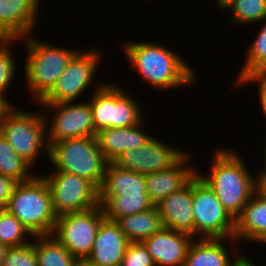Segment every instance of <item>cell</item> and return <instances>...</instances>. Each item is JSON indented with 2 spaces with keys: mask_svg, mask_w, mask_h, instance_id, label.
I'll list each match as a JSON object with an SVG mask.
<instances>
[{
  "mask_svg": "<svg viewBox=\"0 0 266 266\" xmlns=\"http://www.w3.org/2000/svg\"><path fill=\"white\" fill-rule=\"evenodd\" d=\"M144 122L125 128H104L97 132L99 149L108 162H114L125 151L142 147L154 137L143 127L146 126Z\"/></svg>",
  "mask_w": 266,
  "mask_h": 266,
  "instance_id": "18",
  "label": "cell"
},
{
  "mask_svg": "<svg viewBox=\"0 0 266 266\" xmlns=\"http://www.w3.org/2000/svg\"><path fill=\"white\" fill-rule=\"evenodd\" d=\"M14 105L0 120V134L10 143L19 156L34 169L39 157L49 159L47 126L44 114L19 109ZM41 155V156H40Z\"/></svg>",
  "mask_w": 266,
  "mask_h": 266,
  "instance_id": "5",
  "label": "cell"
},
{
  "mask_svg": "<svg viewBox=\"0 0 266 266\" xmlns=\"http://www.w3.org/2000/svg\"><path fill=\"white\" fill-rule=\"evenodd\" d=\"M251 257L246 255L244 252L240 258L232 265V266H260L257 262H254V259H250ZM262 266H266V263Z\"/></svg>",
  "mask_w": 266,
  "mask_h": 266,
  "instance_id": "37",
  "label": "cell"
},
{
  "mask_svg": "<svg viewBox=\"0 0 266 266\" xmlns=\"http://www.w3.org/2000/svg\"><path fill=\"white\" fill-rule=\"evenodd\" d=\"M3 266H38L36 252L32 242L18 247H8Z\"/></svg>",
  "mask_w": 266,
  "mask_h": 266,
  "instance_id": "32",
  "label": "cell"
},
{
  "mask_svg": "<svg viewBox=\"0 0 266 266\" xmlns=\"http://www.w3.org/2000/svg\"><path fill=\"white\" fill-rule=\"evenodd\" d=\"M194 237L163 227L142 243L155 266H183Z\"/></svg>",
  "mask_w": 266,
  "mask_h": 266,
  "instance_id": "15",
  "label": "cell"
},
{
  "mask_svg": "<svg viewBox=\"0 0 266 266\" xmlns=\"http://www.w3.org/2000/svg\"><path fill=\"white\" fill-rule=\"evenodd\" d=\"M166 142L154 136L142 147L123 152L114 163L123 169L143 175L172 168L189 151L181 147L175 148L174 145L170 146Z\"/></svg>",
  "mask_w": 266,
  "mask_h": 266,
  "instance_id": "12",
  "label": "cell"
},
{
  "mask_svg": "<svg viewBox=\"0 0 266 266\" xmlns=\"http://www.w3.org/2000/svg\"><path fill=\"white\" fill-rule=\"evenodd\" d=\"M194 238H232L235 220L214 191L197 175L192 179Z\"/></svg>",
  "mask_w": 266,
  "mask_h": 266,
  "instance_id": "7",
  "label": "cell"
},
{
  "mask_svg": "<svg viewBox=\"0 0 266 266\" xmlns=\"http://www.w3.org/2000/svg\"><path fill=\"white\" fill-rule=\"evenodd\" d=\"M33 247L38 266H76L79 262L53 235L34 236Z\"/></svg>",
  "mask_w": 266,
  "mask_h": 266,
  "instance_id": "26",
  "label": "cell"
},
{
  "mask_svg": "<svg viewBox=\"0 0 266 266\" xmlns=\"http://www.w3.org/2000/svg\"><path fill=\"white\" fill-rule=\"evenodd\" d=\"M17 182L0 174V209L5 208Z\"/></svg>",
  "mask_w": 266,
  "mask_h": 266,
  "instance_id": "35",
  "label": "cell"
},
{
  "mask_svg": "<svg viewBox=\"0 0 266 266\" xmlns=\"http://www.w3.org/2000/svg\"><path fill=\"white\" fill-rule=\"evenodd\" d=\"M35 172L38 171L19 156L0 134V174L20 183L31 180L36 175Z\"/></svg>",
  "mask_w": 266,
  "mask_h": 266,
  "instance_id": "28",
  "label": "cell"
},
{
  "mask_svg": "<svg viewBox=\"0 0 266 266\" xmlns=\"http://www.w3.org/2000/svg\"><path fill=\"white\" fill-rule=\"evenodd\" d=\"M247 84H256V85L258 84L259 85L258 88H255V89L258 90L257 100H259L258 102H259L260 107H261L260 111L263 113L262 116L264 117L265 124H266V80L261 76L245 77V78H242L234 86V88L239 89V88H242L241 86H244V85L248 86ZM265 135H266V133H265ZM265 138H266V136H265Z\"/></svg>",
  "mask_w": 266,
  "mask_h": 266,
  "instance_id": "34",
  "label": "cell"
},
{
  "mask_svg": "<svg viewBox=\"0 0 266 266\" xmlns=\"http://www.w3.org/2000/svg\"><path fill=\"white\" fill-rule=\"evenodd\" d=\"M11 101L12 100L6 99V97L0 94V120L14 106Z\"/></svg>",
  "mask_w": 266,
  "mask_h": 266,
  "instance_id": "36",
  "label": "cell"
},
{
  "mask_svg": "<svg viewBox=\"0 0 266 266\" xmlns=\"http://www.w3.org/2000/svg\"><path fill=\"white\" fill-rule=\"evenodd\" d=\"M193 154L189 151L175 166L145 175L147 194L156 205L170 194L185 187L197 173V167L190 165Z\"/></svg>",
  "mask_w": 266,
  "mask_h": 266,
  "instance_id": "17",
  "label": "cell"
},
{
  "mask_svg": "<svg viewBox=\"0 0 266 266\" xmlns=\"http://www.w3.org/2000/svg\"><path fill=\"white\" fill-rule=\"evenodd\" d=\"M33 237L13 214L4 208L0 209V243L7 247H18L32 242Z\"/></svg>",
  "mask_w": 266,
  "mask_h": 266,
  "instance_id": "30",
  "label": "cell"
},
{
  "mask_svg": "<svg viewBox=\"0 0 266 266\" xmlns=\"http://www.w3.org/2000/svg\"><path fill=\"white\" fill-rule=\"evenodd\" d=\"M97 83H95L97 86L93 84L94 88L91 91V99H88L90 100L93 124L96 132L104 128H112L113 114V82H100L97 80Z\"/></svg>",
  "mask_w": 266,
  "mask_h": 266,
  "instance_id": "27",
  "label": "cell"
},
{
  "mask_svg": "<svg viewBox=\"0 0 266 266\" xmlns=\"http://www.w3.org/2000/svg\"><path fill=\"white\" fill-rule=\"evenodd\" d=\"M115 222L130 243L143 242L164 227L156 205L149 210L118 218Z\"/></svg>",
  "mask_w": 266,
  "mask_h": 266,
  "instance_id": "22",
  "label": "cell"
},
{
  "mask_svg": "<svg viewBox=\"0 0 266 266\" xmlns=\"http://www.w3.org/2000/svg\"><path fill=\"white\" fill-rule=\"evenodd\" d=\"M19 39L10 38L6 43L0 46V94L7 97V90L11 87L13 79L15 81V76L18 72V66L15 57V52L12 49L14 43L17 45ZM17 67V68H16Z\"/></svg>",
  "mask_w": 266,
  "mask_h": 266,
  "instance_id": "31",
  "label": "cell"
},
{
  "mask_svg": "<svg viewBox=\"0 0 266 266\" xmlns=\"http://www.w3.org/2000/svg\"><path fill=\"white\" fill-rule=\"evenodd\" d=\"M266 80V71L261 75Z\"/></svg>",
  "mask_w": 266,
  "mask_h": 266,
  "instance_id": "43",
  "label": "cell"
},
{
  "mask_svg": "<svg viewBox=\"0 0 266 266\" xmlns=\"http://www.w3.org/2000/svg\"><path fill=\"white\" fill-rule=\"evenodd\" d=\"M257 190L266 197V173H257Z\"/></svg>",
  "mask_w": 266,
  "mask_h": 266,
  "instance_id": "38",
  "label": "cell"
},
{
  "mask_svg": "<svg viewBox=\"0 0 266 266\" xmlns=\"http://www.w3.org/2000/svg\"><path fill=\"white\" fill-rule=\"evenodd\" d=\"M123 86L113 82L112 128H125L141 123L143 106Z\"/></svg>",
  "mask_w": 266,
  "mask_h": 266,
  "instance_id": "23",
  "label": "cell"
},
{
  "mask_svg": "<svg viewBox=\"0 0 266 266\" xmlns=\"http://www.w3.org/2000/svg\"><path fill=\"white\" fill-rule=\"evenodd\" d=\"M33 236L52 235L57 216L45 179L36 174L31 180L17 183L6 207Z\"/></svg>",
  "mask_w": 266,
  "mask_h": 266,
  "instance_id": "4",
  "label": "cell"
},
{
  "mask_svg": "<svg viewBox=\"0 0 266 266\" xmlns=\"http://www.w3.org/2000/svg\"><path fill=\"white\" fill-rule=\"evenodd\" d=\"M105 218L116 221L118 218L149 210L154 206L148 196L99 195Z\"/></svg>",
  "mask_w": 266,
  "mask_h": 266,
  "instance_id": "25",
  "label": "cell"
},
{
  "mask_svg": "<svg viewBox=\"0 0 266 266\" xmlns=\"http://www.w3.org/2000/svg\"><path fill=\"white\" fill-rule=\"evenodd\" d=\"M220 147H215L213 151L212 164L209 162L210 173H201L202 170L197 167L196 175L214 191L224 209L235 220L257 191V175L251 173L239 151L232 147Z\"/></svg>",
  "mask_w": 266,
  "mask_h": 266,
  "instance_id": "2",
  "label": "cell"
},
{
  "mask_svg": "<svg viewBox=\"0 0 266 266\" xmlns=\"http://www.w3.org/2000/svg\"><path fill=\"white\" fill-rule=\"evenodd\" d=\"M40 174L48 184L52 208L57 217L99 205V189L91 181L58 170H51L48 175Z\"/></svg>",
  "mask_w": 266,
  "mask_h": 266,
  "instance_id": "9",
  "label": "cell"
},
{
  "mask_svg": "<svg viewBox=\"0 0 266 266\" xmlns=\"http://www.w3.org/2000/svg\"><path fill=\"white\" fill-rule=\"evenodd\" d=\"M43 0H0V29L9 38L34 34ZM39 19V20H38ZM34 30V31H33Z\"/></svg>",
  "mask_w": 266,
  "mask_h": 266,
  "instance_id": "13",
  "label": "cell"
},
{
  "mask_svg": "<svg viewBox=\"0 0 266 266\" xmlns=\"http://www.w3.org/2000/svg\"><path fill=\"white\" fill-rule=\"evenodd\" d=\"M239 245L234 237L194 238L183 266H232L243 254Z\"/></svg>",
  "mask_w": 266,
  "mask_h": 266,
  "instance_id": "14",
  "label": "cell"
},
{
  "mask_svg": "<svg viewBox=\"0 0 266 266\" xmlns=\"http://www.w3.org/2000/svg\"><path fill=\"white\" fill-rule=\"evenodd\" d=\"M225 11L231 13L229 20L233 27H238V25L245 27L249 24L251 27L254 23L256 26L266 18V0H233L223 10V12Z\"/></svg>",
  "mask_w": 266,
  "mask_h": 266,
  "instance_id": "29",
  "label": "cell"
},
{
  "mask_svg": "<svg viewBox=\"0 0 266 266\" xmlns=\"http://www.w3.org/2000/svg\"><path fill=\"white\" fill-rule=\"evenodd\" d=\"M76 266H91L86 261H79Z\"/></svg>",
  "mask_w": 266,
  "mask_h": 266,
  "instance_id": "42",
  "label": "cell"
},
{
  "mask_svg": "<svg viewBox=\"0 0 266 266\" xmlns=\"http://www.w3.org/2000/svg\"><path fill=\"white\" fill-rule=\"evenodd\" d=\"M129 243L118 224L104 218L96 232L92 252L85 261L91 266H120Z\"/></svg>",
  "mask_w": 266,
  "mask_h": 266,
  "instance_id": "16",
  "label": "cell"
},
{
  "mask_svg": "<svg viewBox=\"0 0 266 266\" xmlns=\"http://www.w3.org/2000/svg\"><path fill=\"white\" fill-rule=\"evenodd\" d=\"M34 35L20 38L19 42L25 46L24 85H27L29 96L38 104L52 90L70 60L81 49L52 45Z\"/></svg>",
  "mask_w": 266,
  "mask_h": 266,
  "instance_id": "3",
  "label": "cell"
},
{
  "mask_svg": "<svg viewBox=\"0 0 266 266\" xmlns=\"http://www.w3.org/2000/svg\"><path fill=\"white\" fill-rule=\"evenodd\" d=\"M156 206L162 217L164 227L194 237L192 180L181 190L162 199Z\"/></svg>",
  "mask_w": 266,
  "mask_h": 266,
  "instance_id": "19",
  "label": "cell"
},
{
  "mask_svg": "<svg viewBox=\"0 0 266 266\" xmlns=\"http://www.w3.org/2000/svg\"><path fill=\"white\" fill-rule=\"evenodd\" d=\"M120 266H155L142 242L129 243Z\"/></svg>",
  "mask_w": 266,
  "mask_h": 266,
  "instance_id": "33",
  "label": "cell"
},
{
  "mask_svg": "<svg viewBox=\"0 0 266 266\" xmlns=\"http://www.w3.org/2000/svg\"><path fill=\"white\" fill-rule=\"evenodd\" d=\"M232 1L233 0H216V8L218 7L217 9L222 12Z\"/></svg>",
  "mask_w": 266,
  "mask_h": 266,
  "instance_id": "39",
  "label": "cell"
},
{
  "mask_svg": "<svg viewBox=\"0 0 266 266\" xmlns=\"http://www.w3.org/2000/svg\"><path fill=\"white\" fill-rule=\"evenodd\" d=\"M37 106L45 109L43 114L47 126L49 147L55 142L66 139L96 137L97 132L93 124L89 100L57 104H38ZM49 111L50 113L53 111L50 114L51 116L47 114Z\"/></svg>",
  "mask_w": 266,
  "mask_h": 266,
  "instance_id": "10",
  "label": "cell"
},
{
  "mask_svg": "<svg viewBox=\"0 0 266 266\" xmlns=\"http://www.w3.org/2000/svg\"><path fill=\"white\" fill-rule=\"evenodd\" d=\"M104 218L100 204L86 211L63 214L57 217L52 235L79 261H85Z\"/></svg>",
  "mask_w": 266,
  "mask_h": 266,
  "instance_id": "11",
  "label": "cell"
},
{
  "mask_svg": "<svg viewBox=\"0 0 266 266\" xmlns=\"http://www.w3.org/2000/svg\"><path fill=\"white\" fill-rule=\"evenodd\" d=\"M238 243H260L266 239V197L258 190L235 219L233 236Z\"/></svg>",
  "mask_w": 266,
  "mask_h": 266,
  "instance_id": "20",
  "label": "cell"
},
{
  "mask_svg": "<svg viewBox=\"0 0 266 266\" xmlns=\"http://www.w3.org/2000/svg\"><path fill=\"white\" fill-rule=\"evenodd\" d=\"M7 248H8L7 246L0 243V266H3L4 256H5Z\"/></svg>",
  "mask_w": 266,
  "mask_h": 266,
  "instance_id": "41",
  "label": "cell"
},
{
  "mask_svg": "<svg viewBox=\"0 0 266 266\" xmlns=\"http://www.w3.org/2000/svg\"><path fill=\"white\" fill-rule=\"evenodd\" d=\"M99 195L148 196L145 175L109 162L99 187Z\"/></svg>",
  "mask_w": 266,
  "mask_h": 266,
  "instance_id": "21",
  "label": "cell"
},
{
  "mask_svg": "<svg viewBox=\"0 0 266 266\" xmlns=\"http://www.w3.org/2000/svg\"><path fill=\"white\" fill-rule=\"evenodd\" d=\"M48 161L53 170L65 171L85 178L98 189L109 163L99 149L96 137L55 142L49 147Z\"/></svg>",
  "mask_w": 266,
  "mask_h": 266,
  "instance_id": "6",
  "label": "cell"
},
{
  "mask_svg": "<svg viewBox=\"0 0 266 266\" xmlns=\"http://www.w3.org/2000/svg\"><path fill=\"white\" fill-rule=\"evenodd\" d=\"M264 144H265L264 149H263L264 150L263 151V153H264L263 156L264 157H263V160H262L264 163H262L263 164L262 168H259L261 171L258 170V172H256V173H266V140H265Z\"/></svg>",
  "mask_w": 266,
  "mask_h": 266,
  "instance_id": "40",
  "label": "cell"
},
{
  "mask_svg": "<svg viewBox=\"0 0 266 266\" xmlns=\"http://www.w3.org/2000/svg\"><path fill=\"white\" fill-rule=\"evenodd\" d=\"M159 42L127 39L120 46L131 67L137 70L141 81L153 90L166 92L167 89L171 91L173 88L188 89L196 86L199 78L191 63L180 53Z\"/></svg>",
  "mask_w": 266,
  "mask_h": 266,
  "instance_id": "1",
  "label": "cell"
},
{
  "mask_svg": "<svg viewBox=\"0 0 266 266\" xmlns=\"http://www.w3.org/2000/svg\"><path fill=\"white\" fill-rule=\"evenodd\" d=\"M260 24V25H259ZM259 25V29L255 34L250 45L247 46L244 65L238 70L234 87L242 78L250 76H261L266 71V18L263 19Z\"/></svg>",
  "mask_w": 266,
  "mask_h": 266,
  "instance_id": "24",
  "label": "cell"
},
{
  "mask_svg": "<svg viewBox=\"0 0 266 266\" xmlns=\"http://www.w3.org/2000/svg\"><path fill=\"white\" fill-rule=\"evenodd\" d=\"M103 54L93 47L81 50L70 60L52 90L38 104H57L81 99L93 84ZM99 63V64H98Z\"/></svg>",
  "mask_w": 266,
  "mask_h": 266,
  "instance_id": "8",
  "label": "cell"
}]
</instances>
